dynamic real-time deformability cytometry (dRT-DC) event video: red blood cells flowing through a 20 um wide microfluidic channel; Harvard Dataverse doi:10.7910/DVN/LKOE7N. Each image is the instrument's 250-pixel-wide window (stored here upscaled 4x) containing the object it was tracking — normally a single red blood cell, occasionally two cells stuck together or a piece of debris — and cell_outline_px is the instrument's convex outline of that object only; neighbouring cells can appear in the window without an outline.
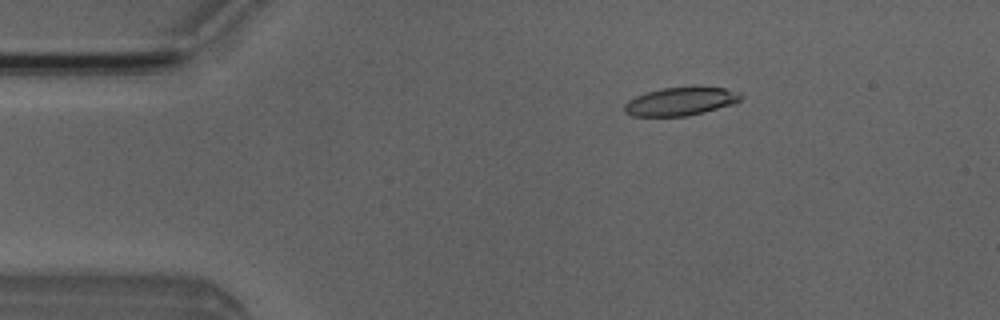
{"species": "Egyptian fruit bat (a non-hibernating species)", "species_latin": "Rousettus aegyptiacus", "temperature_condition": "room temperature", "stored_images_in_passage": 4, "camera_frame_rate_fps": 3000, "um_per_image_px": 0.085, "animal": {"sex": "male"}, "frame": {"image": 1, "passage_image": 3, "time_ms": 2.333, "image_size_px": [1000, 320], "cell_outline_px": [[744, 96], [736, 104], [688, 116], [632, 116], [624, 112], [624, 104], [628, 100], [644, 92], [660, 88], [724, 88], [740, 92]], "centroid_in_image_um": [57.85, 8.63], "position_along_channel_um": 27.1, "area_um2": 19.19}}